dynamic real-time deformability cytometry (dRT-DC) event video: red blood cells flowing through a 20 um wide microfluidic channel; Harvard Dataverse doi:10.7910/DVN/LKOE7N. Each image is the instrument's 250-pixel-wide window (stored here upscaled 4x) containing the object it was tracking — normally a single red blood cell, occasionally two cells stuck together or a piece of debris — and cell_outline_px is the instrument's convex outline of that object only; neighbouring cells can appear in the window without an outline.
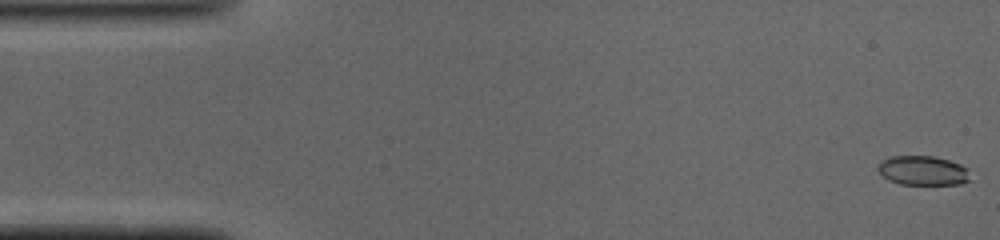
{"species": "common noctule bat (a hibernating species)", "species_latin": "Nyctalus noctula", "temperature_condition": "cold", "stored_images_in_passage": 49, "camera_frame_rate_fps": 3000, "um_per_image_px": 0.085, "animal": {"sex": "male", "body_mass_g": 19.0, "forearm_length_mm": 50.8}, "frame": {"image": 1, "passage_image": 1, "time_ms": 0.0, "image_size_px": [1000, 240], "cell_outline_px": [[972, 180], [960, 184], [900, 184], [888, 180], [876, 168], [880, 160], [888, 156], [936, 156], [960, 164], [968, 168]], "centroid_in_image_um": [78.46, 14.49], "position_along_channel_um": 6.5, "area_um2": 16.07}}
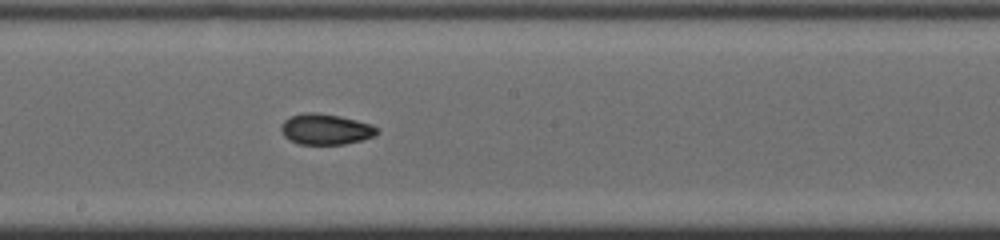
{"frame": {"image": 2, "passage_image": 26, "time_ms": 8.333, "image_size_px": [1000, 240], "cell_outline_px": [[380, 132], [376, 136], [364, 140], [344, 144], [300, 144], [288, 140], [284, 136], [280, 128], [284, 120], [292, 116], [304, 112], [312, 112], [340, 116], [372, 124]], "centroid_in_image_um": [27.7, 10.99], "position_along_channel_um": 220.5, "area_um2": 17.28}}
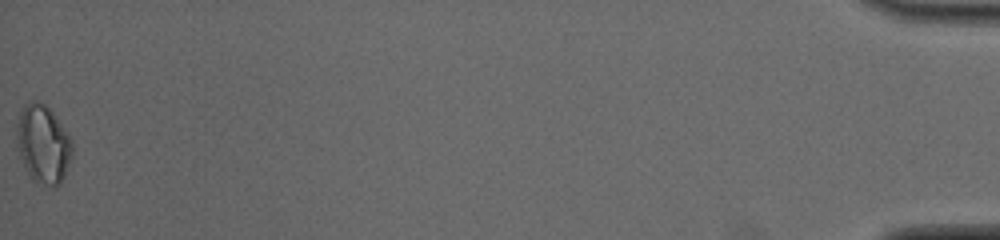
{"frame": {"image": 3, "passage_image": 49, "time_ms": 16.0, "image_size_px": [1000, 240], "cell_outline_px": [[72, 156], [64, 176], [60, 184], [56, 188], [32, 180], [20, 156], [16, 136], [16, 128], [20, 112], [24, 104], [28, 100], [36, 100], [44, 104], [52, 112], [72, 140]], "centroid_in_image_um": [3.66, 12.24], "position_along_channel_um": 431.5, "area_um2": 25.2}, "authors_computed_cell_mechanics": {"area_um2": 17.051, "velocity_mm_per_s": 4.1225, "shape_relaxation_time_tau1_ms": null, "shape_relaxation_time_tau2_ms": 2.2978, "deformation_change_tau1": null, "deformation_change_tau2": 0.0572}}